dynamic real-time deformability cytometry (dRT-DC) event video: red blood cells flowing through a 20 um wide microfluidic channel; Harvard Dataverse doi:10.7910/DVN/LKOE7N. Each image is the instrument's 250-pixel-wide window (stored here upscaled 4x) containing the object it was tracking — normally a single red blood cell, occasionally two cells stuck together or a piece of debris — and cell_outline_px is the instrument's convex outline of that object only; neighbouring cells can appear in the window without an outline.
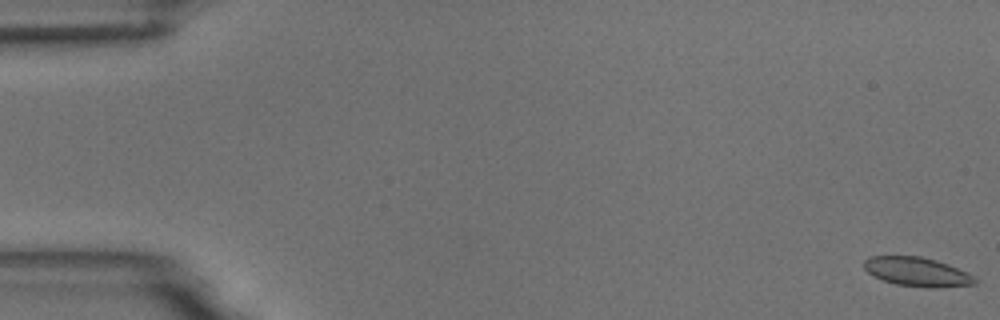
{"species": "common noctule bat (a hibernating species)", "species_latin": "Nyctalus noctula", "temperature_condition": "room temperature", "stored_images_in_passage": 17, "camera_frame_rate_fps": 3000, "um_per_image_px": 0.085, "animal": {"sex": "male", "body_mass_g": 18.8}, "frame": {"image": 1, "passage_image": 1, "time_ms": 0.0, "image_size_px": [1000, 320], "cell_outline_px": [[976, 284], [896, 284], [884, 280], [868, 272], [864, 268], [864, 260], [868, 256], [920, 256], [936, 260], [948, 264], [972, 276], [976, 280]], "centroid_in_image_um": [77.82, 23.02], "position_along_channel_um": 7.2, "area_um2": 17.28}}
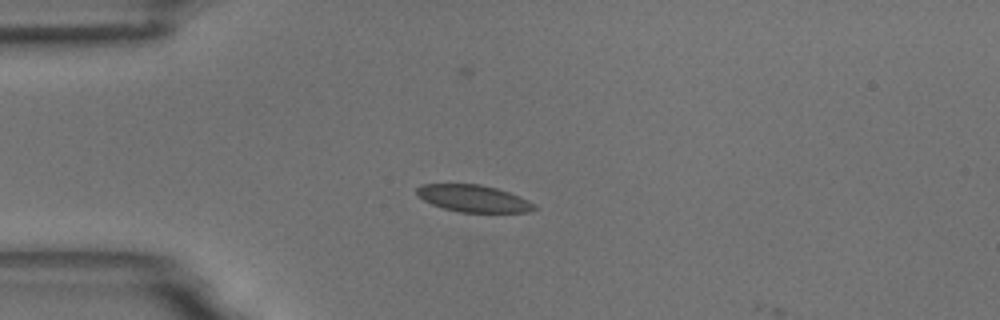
{"frame": {"image": 2, "passage_image": 15, "time_ms": 4.667, "image_size_px": [1000, 320], "cell_outline_px": [[536, 208], [528, 212], [460, 212], [444, 208], [432, 204], [424, 200], [416, 192], [416, 188], [420, 184], [480, 184], [496, 188], [508, 192], [528, 200], [536, 204]], "centroid_in_image_um": [40.24, 16.86], "position_along_channel_um": 44.8, "area_um2": 18.32}}